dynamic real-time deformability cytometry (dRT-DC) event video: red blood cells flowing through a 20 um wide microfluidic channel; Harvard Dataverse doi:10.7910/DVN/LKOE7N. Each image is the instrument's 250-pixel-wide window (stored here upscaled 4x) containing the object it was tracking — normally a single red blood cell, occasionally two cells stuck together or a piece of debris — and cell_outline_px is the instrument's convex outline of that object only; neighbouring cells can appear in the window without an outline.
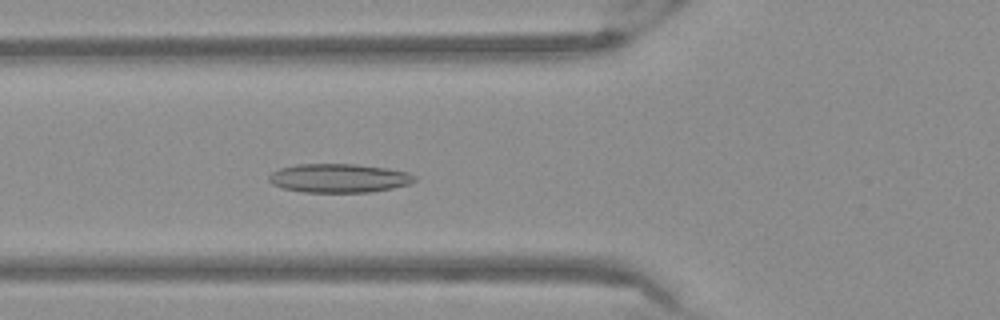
{"species": "Egyptian fruit bat (a non-hibernating species)", "species_latin": "Rousettus aegyptiacus", "temperature_condition": "warm", "stored_images_in_passage": 53, "camera_frame_rate_fps": 3000, "um_per_image_px": 0.085, "frame": {"image": 1, "passage_image": 20, "time_ms": 6.333, "image_size_px": [1000, 320], "cell_outline_px": [[416, 180], [408, 184], [392, 188], [368, 192], [304, 192], [284, 188], [272, 184], [268, 180], [268, 176], [272, 172], [280, 168], [296, 164], [356, 164], [384, 168], [408, 172], [416, 176]], "centroid_in_image_um": [28.79, 15.14], "position_along_channel_um": 97.0, "area_um2": 24.33}}
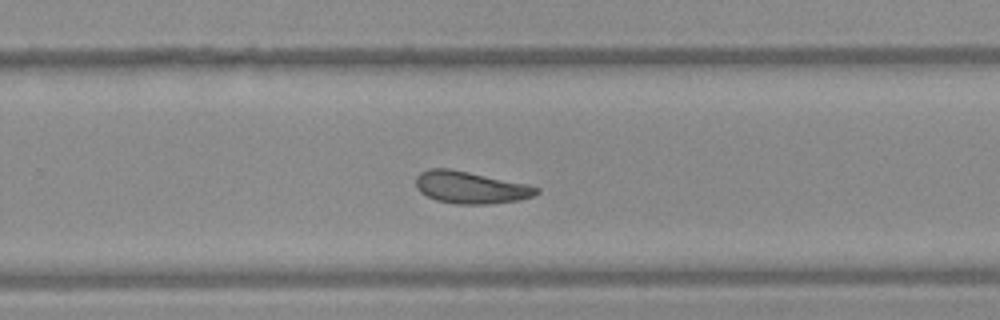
{"frame": {"image": 2, "passage_image": 35, "time_ms": 11.333, "image_size_px": [1000, 320], "cell_outline_px": [[540, 192], [532, 196], [520, 200], [492, 204], [456, 204], [436, 200], [420, 192], [416, 188], [416, 176], [420, 172], [428, 168], [448, 168], [468, 172], [524, 184], [540, 188]], "centroid_in_image_um": [39.96, 15.94], "position_along_channel_um": 289.8, "area_um2": 22.43}}
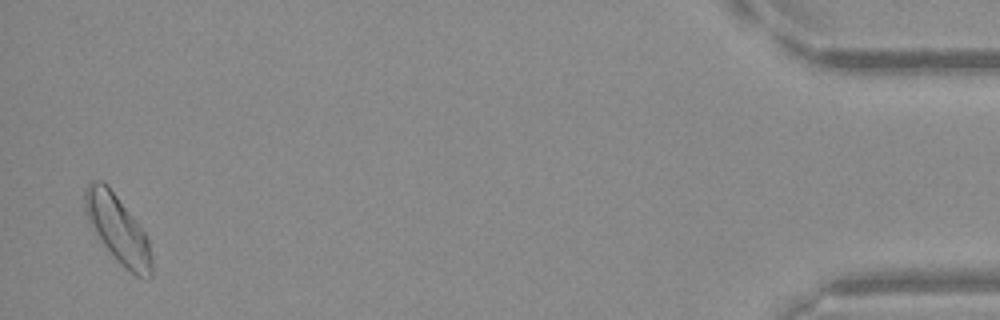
{"frame": {"image": 3, "passage_image": 52, "time_ms": 17.0, "image_size_px": [1000, 320], "cell_outline_px": [[152, 276], [136, 276], [124, 268], [116, 260], [92, 232], [84, 212], [84, 192], [88, 184], [92, 180], [100, 180], [108, 184], [144, 232], [148, 240], [152, 256]], "centroid_in_image_um": [9.96, 19.46], "position_along_channel_um": 425.2, "area_um2": 26.53}}